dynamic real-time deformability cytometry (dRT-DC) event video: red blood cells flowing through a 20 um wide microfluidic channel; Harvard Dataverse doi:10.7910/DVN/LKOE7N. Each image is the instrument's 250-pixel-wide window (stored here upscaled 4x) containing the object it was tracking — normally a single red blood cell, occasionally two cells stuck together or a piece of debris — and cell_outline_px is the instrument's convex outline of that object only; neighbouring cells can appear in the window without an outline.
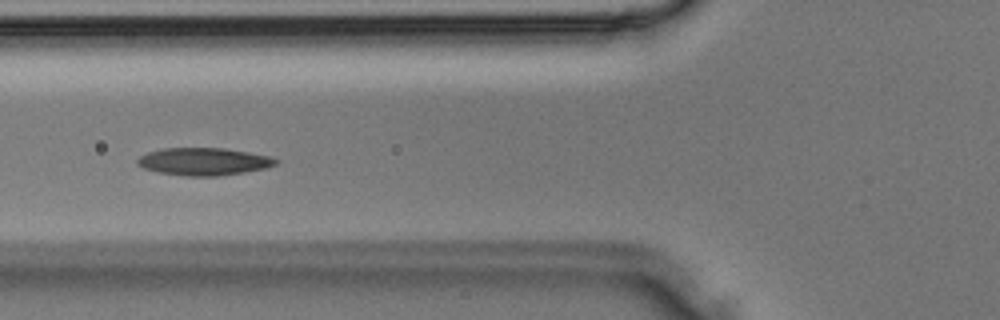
{"species": "Egyptian fruit bat (a non-hibernating species)", "species_latin": "Rousettus aegyptiacus", "temperature_condition": "room temperature", "stored_images_in_passage": 31, "camera_frame_rate_fps": 3000, "um_per_image_px": 0.085, "animal": {"sex": "male"}, "frame": {"image": 1, "passage_image": 13, "time_ms": 4.0, "image_size_px": [1000, 320], "cell_outline_px": [[280, 160], [276, 164], [268, 168], [244, 172], [216, 176], [188, 176], [160, 172], [144, 168], [136, 164], [136, 160], [140, 156], [148, 152], [160, 148], [224, 148], [248, 152], [268, 156]], "centroid_in_image_um": [17.32, 13.72], "position_along_channel_um": 108.5, "area_um2": 22.14}}
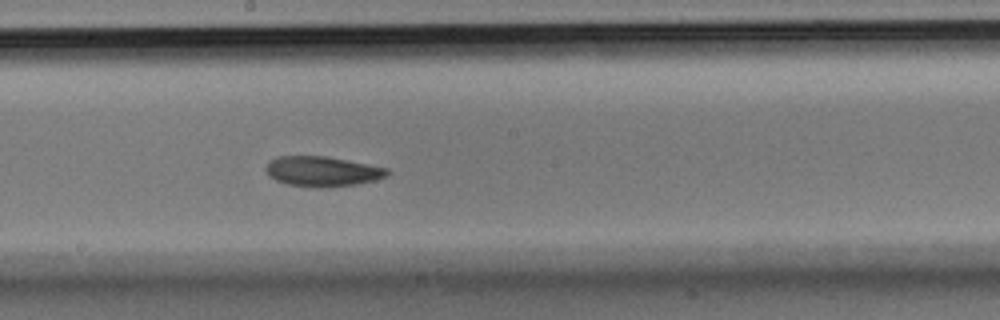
{"frame": {"image": 2, "passage_image": 19, "time_ms": 6.0, "image_size_px": [1000, 320], "cell_outline_px": [[388, 172], [384, 176], [376, 180], [356, 184], [320, 188], [316, 188], [288, 184], [276, 180], [268, 176], [264, 172], [264, 168], [268, 160], [276, 156], [328, 156], [388, 168]], "centroid_in_image_um": [27.32, 14.56], "position_along_channel_um": 220.9, "area_um2": 21.44}}
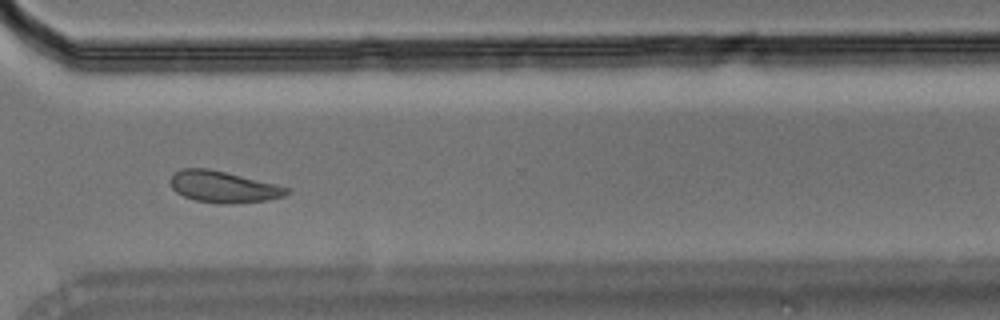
{"frame": {"image": 3, "passage_image": 26, "time_ms": 8.333, "image_size_px": [1000, 320], "cell_outline_px": [[288, 192], [284, 196], [268, 200], [224, 204], [220, 204], [196, 200], [184, 196], [176, 192], [172, 188], [168, 180], [172, 172], [180, 168], [208, 168], [288, 188]], "centroid_in_image_um": [18.86, 15.87], "position_along_channel_um": 351.7, "area_um2": 21.04}}